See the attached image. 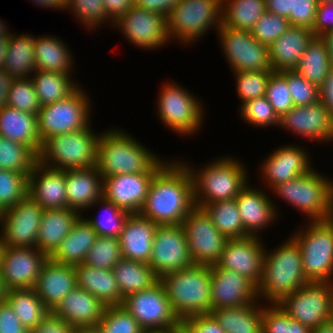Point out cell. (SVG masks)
<instances>
[{"label": "cell", "mask_w": 333, "mask_h": 333, "mask_svg": "<svg viewBox=\"0 0 333 333\" xmlns=\"http://www.w3.org/2000/svg\"><path fill=\"white\" fill-rule=\"evenodd\" d=\"M170 162L154 175L139 212L158 225L182 224L195 207L191 172L183 161Z\"/></svg>", "instance_id": "1"}, {"label": "cell", "mask_w": 333, "mask_h": 333, "mask_svg": "<svg viewBox=\"0 0 333 333\" xmlns=\"http://www.w3.org/2000/svg\"><path fill=\"white\" fill-rule=\"evenodd\" d=\"M102 133L96 168L103 179L121 174L157 173L167 163L122 129L111 128Z\"/></svg>", "instance_id": "2"}, {"label": "cell", "mask_w": 333, "mask_h": 333, "mask_svg": "<svg viewBox=\"0 0 333 333\" xmlns=\"http://www.w3.org/2000/svg\"><path fill=\"white\" fill-rule=\"evenodd\" d=\"M271 251L265 250L262 275L256 287L257 298L278 304L309 281L303 273L301 249L292 236Z\"/></svg>", "instance_id": "3"}, {"label": "cell", "mask_w": 333, "mask_h": 333, "mask_svg": "<svg viewBox=\"0 0 333 333\" xmlns=\"http://www.w3.org/2000/svg\"><path fill=\"white\" fill-rule=\"evenodd\" d=\"M159 281L180 321L212 311L210 266L193 263L163 275Z\"/></svg>", "instance_id": "4"}, {"label": "cell", "mask_w": 333, "mask_h": 333, "mask_svg": "<svg viewBox=\"0 0 333 333\" xmlns=\"http://www.w3.org/2000/svg\"><path fill=\"white\" fill-rule=\"evenodd\" d=\"M191 172L193 180L194 203L202 208L212 202L235 199L247 183L244 164L230 157L218 158L201 168L198 172L184 163Z\"/></svg>", "instance_id": "5"}, {"label": "cell", "mask_w": 333, "mask_h": 333, "mask_svg": "<svg viewBox=\"0 0 333 333\" xmlns=\"http://www.w3.org/2000/svg\"><path fill=\"white\" fill-rule=\"evenodd\" d=\"M90 127L47 139L42 144L38 162L57 170L88 169L96 166L101 134L95 135Z\"/></svg>", "instance_id": "6"}, {"label": "cell", "mask_w": 333, "mask_h": 333, "mask_svg": "<svg viewBox=\"0 0 333 333\" xmlns=\"http://www.w3.org/2000/svg\"><path fill=\"white\" fill-rule=\"evenodd\" d=\"M325 177V178H324ZM314 169L272 189L311 221L333 218V182ZM274 190V191H273Z\"/></svg>", "instance_id": "7"}, {"label": "cell", "mask_w": 333, "mask_h": 333, "mask_svg": "<svg viewBox=\"0 0 333 333\" xmlns=\"http://www.w3.org/2000/svg\"><path fill=\"white\" fill-rule=\"evenodd\" d=\"M308 223L291 235L301 249L303 273L309 282L333 283V218Z\"/></svg>", "instance_id": "8"}, {"label": "cell", "mask_w": 333, "mask_h": 333, "mask_svg": "<svg viewBox=\"0 0 333 333\" xmlns=\"http://www.w3.org/2000/svg\"><path fill=\"white\" fill-rule=\"evenodd\" d=\"M221 24L222 0H179L167 17V32L169 39L189 45Z\"/></svg>", "instance_id": "9"}, {"label": "cell", "mask_w": 333, "mask_h": 333, "mask_svg": "<svg viewBox=\"0 0 333 333\" xmlns=\"http://www.w3.org/2000/svg\"><path fill=\"white\" fill-rule=\"evenodd\" d=\"M91 103L86 91L79 87L68 98L41 106L37 118L42 144L52 136L89 127Z\"/></svg>", "instance_id": "10"}, {"label": "cell", "mask_w": 333, "mask_h": 333, "mask_svg": "<svg viewBox=\"0 0 333 333\" xmlns=\"http://www.w3.org/2000/svg\"><path fill=\"white\" fill-rule=\"evenodd\" d=\"M278 304L291 319L315 329L333 319V283L309 282Z\"/></svg>", "instance_id": "11"}, {"label": "cell", "mask_w": 333, "mask_h": 333, "mask_svg": "<svg viewBox=\"0 0 333 333\" xmlns=\"http://www.w3.org/2000/svg\"><path fill=\"white\" fill-rule=\"evenodd\" d=\"M160 92L157 114L164 125L180 135L199 131L204 118L199 99L175 82L164 84Z\"/></svg>", "instance_id": "12"}, {"label": "cell", "mask_w": 333, "mask_h": 333, "mask_svg": "<svg viewBox=\"0 0 333 333\" xmlns=\"http://www.w3.org/2000/svg\"><path fill=\"white\" fill-rule=\"evenodd\" d=\"M122 306L138 321L144 331L181 328V321L172 310L160 281L149 289L127 295Z\"/></svg>", "instance_id": "13"}, {"label": "cell", "mask_w": 333, "mask_h": 333, "mask_svg": "<svg viewBox=\"0 0 333 333\" xmlns=\"http://www.w3.org/2000/svg\"><path fill=\"white\" fill-rule=\"evenodd\" d=\"M217 34L232 72L273 71L269 48L258 42L250 31L229 28L221 24Z\"/></svg>", "instance_id": "14"}, {"label": "cell", "mask_w": 333, "mask_h": 333, "mask_svg": "<svg viewBox=\"0 0 333 333\" xmlns=\"http://www.w3.org/2000/svg\"><path fill=\"white\" fill-rule=\"evenodd\" d=\"M181 225L186 234L192 262L208 266L215 265L227 239L214 226L205 211L195 206Z\"/></svg>", "instance_id": "15"}, {"label": "cell", "mask_w": 333, "mask_h": 333, "mask_svg": "<svg viewBox=\"0 0 333 333\" xmlns=\"http://www.w3.org/2000/svg\"><path fill=\"white\" fill-rule=\"evenodd\" d=\"M44 209L29 195L2 212L0 241L8 247H36Z\"/></svg>", "instance_id": "16"}, {"label": "cell", "mask_w": 333, "mask_h": 333, "mask_svg": "<svg viewBox=\"0 0 333 333\" xmlns=\"http://www.w3.org/2000/svg\"><path fill=\"white\" fill-rule=\"evenodd\" d=\"M192 264L183 226L159 225L153 239L149 262L156 276L161 278Z\"/></svg>", "instance_id": "17"}, {"label": "cell", "mask_w": 333, "mask_h": 333, "mask_svg": "<svg viewBox=\"0 0 333 333\" xmlns=\"http://www.w3.org/2000/svg\"><path fill=\"white\" fill-rule=\"evenodd\" d=\"M47 259L36 247L3 246L0 277L4 290L33 288Z\"/></svg>", "instance_id": "18"}, {"label": "cell", "mask_w": 333, "mask_h": 333, "mask_svg": "<svg viewBox=\"0 0 333 333\" xmlns=\"http://www.w3.org/2000/svg\"><path fill=\"white\" fill-rule=\"evenodd\" d=\"M121 28L131 44L143 49H155L170 42L167 32V18L156 12L133 6L122 16L114 28Z\"/></svg>", "instance_id": "19"}, {"label": "cell", "mask_w": 333, "mask_h": 333, "mask_svg": "<svg viewBox=\"0 0 333 333\" xmlns=\"http://www.w3.org/2000/svg\"><path fill=\"white\" fill-rule=\"evenodd\" d=\"M264 245L261 238L255 236L227 239L216 265L245 276L257 287L263 270Z\"/></svg>", "instance_id": "20"}, {"label": "cell", "mask_w": 333, "mask_h": 333, "mask_svg": "<svg viewBox=\"0 0 333 333\" xmlns=\"http://www.w3.org/2000/svg\"><path fill=\"white\" fill-rule=\"evenodd\" d=\"M212 310L240 307L257 301L256 286L235 271L210 266Z\"/></svg>", "instance_id": "21"}, {"label": "cell", "mask_w": 333, "mask_h": 333, "mask_svg": "<svg viewBox=\"0 0 333 333\" xmlns=\"http://www.w3.org/2000/svg\"><path fill=\"white\" fill-rule=\"evenodd\" d=\"M156 173L121 174L103 179V197L129 214L139 213Z\"/></svg>", "instance_id": "22"}, {"label": "cell", "mask_w": 333, "mask_h": 333, "mask_svg": "<svg viewBox=\"0 0 333 333\" xmlns=\"http://www.w3.org/2000/svg\"><path fill=\"white\" fill-rule=\"evenodd\" d=\"M279 127L313 141H333V119L320 100L307 106H294L280 118Z\"/></svg>", "instance_id": "23"}, {"label": "cell", "mask_w": 333, "mask_h": 333, "mask_svg": "<svg viewBox=\"0 0 333 333\" xmlns=\"http://www.w3.org/2000/svg\"><path fill=\"white\" fill-rule=\"evenodd\" d=\"M275 150L264 160L261 168L262 180L271 190L280 183L291 181L313 170L309 154L299 144L284 145Z\"/></svg>", "instance_id": "24"}, {"label": "cell", "mask_w": 333, "mask_h": 333, "mask_svg": "<svg viewBox=\"0 0 333 333\" xmlns=\"http://www.w3.org/2000/svg\"><path fill=\"white\" fill-rule=\"evenodd\" d=\"M75 287H77L75 266L58 263L48 257L33 289L44 306L52 311Z\"/></svg>", "instance_id": "25"}, {"label": "cell", "mask_w": 333, "mask_h": 333, "mask_svg": "<svg viewBox=\"0 0 333 333\" xmlns=\"http://www.w3.org/2000/svg\"><path fill=\"white\" fill-rule=\"evenodd\" d=\"M28 195L44 210L67 208L65 170L37 162L28 176Z\"/></svg>", "instance_id": "26"}, {"label": "cell", "mask_w": 333, "mask_h": 333, "mask_svg": "<svg viewBox=\"0 0 333 333\" xmlns=\"http://www.w3.org/2000/svg\"><path fill=\"white\" fill-rule=\"evenodd\" d=\"M158 226L140 213L129 214L118 236L123 259L149 264Z\"/></svg>", "instance_id": "27"}, {"label": "cell", "mask_w": 333, "mask_h": 333, "mask_svg": "<svg viewBox=\"0 0 333 333\" xmlns=\"http://www.w3.org/2000/svg\"><path fill=\"white\" fill-rule=\"evenodd\" d=\"M249 186L247 184L235 200L245 233L248 236L260 237L258 234L260 230L267 229V225H270L272 221L274 223L275 219L278 218V208L272 202L273 200H270L269 195H266L265 191Z\"/></svg>", "instance_id": "28"}, {"label": "cell", "mask_w": 333, "mask_h": 333, "mask_svg": "<svg viewBox=\"0 0 333 333\" xmlns=\"http://www.w3.org/2000/svg\"><path fill=\"white\" fill-rule=\"evenodd\" d=\"M65 182L67 208L80 212L99 206L98 201L103 197V178L96 166L65 170Z\"/></svg>", "instance_id": "29"}, {"label": "cell", "mask_w": 333, "mask_h": 333, "mask_svg": "<svg viewBox=\"0 0 333 333\" xmlns=\"http://www.w3.org/2000/svg\"><path fill=\"white\" fill-rule=\"evenodd\" d=\"M106 306L94 295L75 287L55 306L52 312L74 328L96 326Z\"/></svg>", "instance_id": "30"}, {"label": "cell", "mask_w": 333, "mask_h": 333, "mask_svg": "<svg viewBox=\"0 0 333 333\" xmlns=\"http://www.w3.org/2000/svg\"><path fill=\"white\" fill-rule=\"evenodd\" d=\"M313 37V31L309 28L290 26L269 47L272 70L274 72L294 70Z\"/></svg>", "instance_id": "31"}, {"label": "cell", "mask_w": 333, "mask_h": 333, "mask_svg": "<svg viewBox=\"0 0 333 333\" xmlns=\"http://www.w3.org/2000/svg\"><path fill=\"white\" fill-rule=\"evenodd\" d=\"M70 208L45 209L37 236V249L50 257L82 216Z\"/></svg>", "instance_id": "32"}, {"label": "cell", "mask_w": 333, "mask_h": 333, "mask_svg": "<svg viewBox=\"0 0 333 333\" xmlns=\"http://www.w3.org/2000/svg\"><path fill=\"white\" fill-rule=\"evenodd\" d=\"M0 135L31 148L39 155L42 142L37 115L10 106L0 109Z\"/></svg>", "instance_id": "33"}, {"label": "cell", "mask_w": 333, "mask_h": 333, "mask_svg": "<svg viewBox=\"0 0 333 333\" xmlns=\"http://www.w3.org/2000/svg\"><path fill=\"white\" fill-rule=\"evenodd\" d=\"M77 287L94 295L106 307L122 305L117 281L112 270L94 268L86 264L75 266Z\"/></svg>", "instance_id": "34"}, {"label": "cell", "mask_w": 333, "mask_h": 333, "mask_svg": "<svg viewBox=\"0 0 333 333\" xmlns=\"http://www.w3.org/2000/svg\"><path fill=\"white\" fill-rule=\"evenodd\" d=\"M96 238L92 225L81 216L50 258L65 265L83 264Z\"/></svg>", "instance_id": "35"}, {"label": "cell", "mask_w": 333, "mask_h": 333, "mask_svg": "<svg viewBox=\"0 0 333 333\" xmlns=\"http://www.w3.org/2000/svg\"><path fill=\"white\" fill-rule=\"evenodd\" d=\"M262 310V304L254 301L240 307L212 310L210 314L225 330V333H262Z\"/></svg>", "instance_id": "36"}, {"label": "cell", "mask_w": 333, "mask_h": 333, "mask_svg": "<svg viewBox=\"0 0 333 333\" xmlns=\"http://www.w3.org/2000/svg\"><path fill=\"white\" fill-rule=\"evenodd\" d=\"M35 37L26 33L9 36L7 56L3 69L13 79L30 78L31 73L36 71L35 65ZM31 74V75H30Z\"/></svg>", "instance_id": "37"}, {"label": "cell", "mask_w": 333, "mask_h": 333, "mask_svg": "<svg viewBox=\"0 0 333 333\" xmlns=\"http://www.w3.org/2000/svg\"><path fill=\"white\" fill-rule=\"evenodd\" d=\"M64 41L57 37H35V65L36 70L71 74L73 56Z\"/></svg>", "instance_id": "38"}, {"label": "cell", "mask_w": 333, "mask_h": 333, "mask_svg": "<svg viewBox=\"0 0 333 333\" xmlns=\"http://www.w3.org/2000/svg\"><path fill=\"white\" fill-rule=\"evenodd\" d=\"M112 271L123 298L131 293L149 289L159 281L152 268L145 262L122 258L114 265Z\"/></svg>", "instance_id": "39"}, {"label": "cell", "mask_w": 333, "mask_h": 333, "mask_svg": "<svg viewBox=\"0 0 333 333\" xmlns=\"http://www.w3.org/2000/svg\"><path fill=\"white\" fill-rule=\"evenodd\" d=\"M72 75L36 70L31 76L41 106L64 100L81 85L71 80Z\"/></svg>", "instance_id": "40"}, {"label": "cell", "mask_w": 333, "mask_h": 333, "mask_svg": "<svg viewBox=\"0 0 333 333\" xmlns=\"http://www.w3.org/2000/svg\"><path fill=\"white\" fill-rule=\"evenodd\" d=\"M4 299L12 307L21 324L29 331L37 327L49 312L33 288L7 290Z\"/></svg>", "instance_id": "41"}, {"label": "cell", "mask_w": 333, "mask_h": 333, "mask_svg": "<svg viewBox=\"0 0 333 333\" xmlns=\"http://www.w3.org/2000/svg\"><path fill=\"white\" fill-rule=\"evenodd\" d=\"M332 68L325 41L314 36L294 70L319 88Z\"/></svg>", "instance_id": "42"}, {"label": "cell", "mask_w": 333, "mask_h": 333, "mask_svg": "<svg viewBox=\"0 0 333 333\" xmlns=\"http://www.w3.org/2000/svg\"><path fill=\"white\" fill-rule=\"evenodd\" d=\"M265 12V0H222V25L251 31Z\"/></svg>", "instance_id": "43"}, {"label": "cell", "mask_w": 333, "mask_h": 333, "mask_svg": "<svg viewBox=\"0 0 333 333\" xmlns=\"http://www.w3.org/2000/svg\"><path fill=\"white\" fill-rule=\"evenodd\" d=\"M202 209L226 239L248 237L235 199L205 204Z\"/></svg>", "instance_id": "44"}, {"label": "cell", "mask_w": 333, "mask_h": 333, "mask_svg": "<svg viewBox=\"0 0 333 333\" xmlns=\"http://www.w3.org/2000/svg\"><path fill=\"white\" fill-rule=\"evenodd\" d=\"M37 162L38 155L31 148L0 135V169L29 176Z\"/></svg>", "instance_id": "45"}, {"label": "cell", "mask_w": 333, "mask_h": 333, "mask_svg": "<svg viewBox=\"0 0 333 333\" xmlns=\"http://www.w3.org/2000/svg\"><path fill=\"white\" fill-rule=\"evenodd\" d=\"M122 252L118 237L97 236L84 260V264L103 270H113L121 260Z\"/></svg>", "instance_id": "46"}, {"label": "cell", "mask_w": 333, "mask_h": 333, "mask_svg": "<svg viewBox=\"0 0 333 333\" xmlns=\"http://www.w3.org/2000/svg\"><path fill=\"white\" fill-rule=\"evenodd\" d=\"M98 202L102 206L101 210H103V213L106 215L103 216V214H99L100 216L85 219L92 225L97 236L118 237L129 213L120 209L112 202L107 201L104 197Z\"/></svg>", "instance_id": "47"}, {"label": "cell", "mask_w": 333, "mask_h": 333, "mask_svg": "<svg viewBox=\"0 0 333 333\" xmlns=\"http://www.w3.org/2000/svg\"><path fill=\"white\" fill-rule=\"evenodd\" d=\"M312 330L291 319L279 304L263 306L262 333H311Z\"/></svg>", "instance_id": "48"}, {"label": "cell", "mask_w": 333, "mask_h": 333, "mask_svg": "<svg viewBox=\"0 0 333 333\" xmlns=\"http://www.w3.org/2000/svg\"><path fill=\"white\" fill-rule=\"evenodd\" d=\"M28 195V176L12 170L0 169V209L10 208Z\"/></svg>", "instance_id": "49"}, {"label": "cell", "mask_w": 333, "mask_h": 333, "mask_svg": "<svg viewBox=\"0 0 333 333\" xmlns=\"http://www.w3.org/2000/svg\"><path fill=\"white\" fill-rule=\"evenodd\" d=\"M101 333H143L138 321L122 306H108L97 324Z\"/></svg>", "instance_id": "50"}, {"label": "cell", "mask_w": 333, "mask_h": 333, "mask_svg": "<svg viewBox=\"0 0 333 333\" xmlns=\"http://www.w3.org/2000/svg\"><path fill=\"white\" fill-rule=\"evenodd\" d=\"M274 71L233 72L236 78L237 96L242 104L266 95L267 84Z\"/></svg>", "instance_id": "51"}, {"label": "cell", "mask_w": 333, "mask_h": 333, "mask_svg": "<svg viewBox=\"0 0 333 333\" xmlns=\"http://www.w3.org/2000/svg\"><path fill=\"white\" fill-rule=\"evenodd\" d=\"M7 106L35 115L39 113L41 105L31 78L12 80Z\"/></svg>", "instance_id": "52"}, {"label": "cell", "mask_w": 333, "mask_h": 333, "mask_svg": "<svg viewBox=\"0 0 333 333\" xmlns=\"http://www.w3.org/2000/svg\"><path fill=\"white\" fill-rule=\"evenodd\" d=\"M240 105V115L245 122L257 127L280 125V118L275 113L266 96L249 100Z\"/></svg>", "instance_id": "53"}, {"label": "cell", "mask_w": 333, "mask_h": 333, "mask_svg": "<svg viewBox=\"0 0 333 333\" xmlns=\"http://www.w3.org/2000/svg\"><path fill=\"white\" fill-rule=\"evenodd\" d=\"M289 27L288 18L265 12L250 32L269 48Z\"/></svg>", "instance_id": "54"}, {"label": "cell", "mask_w": 333, "mask_h": 333, "mask_svg": "<svg viewBox=\"0 0 333 333\" xmlns=\"http://www.w3.org/2000/svg\"><path fill=\"white\" fill-rule=\"evenodd\" d=\"M287 81L294 106H307L319 100V88L295 70L279 72Z\"/></svg>", "instance_id": "55"}, {"label": "cell", "mask_w": 333, "mask_h": 333, "mask_svg": "<svg viewBox=\"0 0 333 333\" xmlns=\"http://www.w3.org/2000/svg\"><path fill=\"white\" fill-rule=\"evenodd\" d=\"M66 9L71 10L75 18L90 30L109 21L105 16L103 0H67Z\"/></svg>", "instance_id": "56"}, {"label": "cell", "mask_w": 333, "mask_h": 333, "mask_svg": "<svg viewBox=\"0 0 333 333\" xmlns=\"http://www.w3.org/2000/svg\"><path fill=\"white\" fill-rule=\"evenodd\" d=\"M265 96L279 118L294 107L287 81L279 72L271 74Z\"/></svg>", "instance_id": "57"}, {"label": "cell", "mask_w": 333, "mask_h": 333, "mask_svg": "<svg viewBox=\"0 0 333 333\" xmlns=\"http://www.w3.org/2000/svg\"><path fill=\"white\" fill-rule=\"evenodd\" d=\"M317 5V0H291L288 18L290 26L306 27L312 30Z\"/></svg>", "instance_id": "58"}, {"label": "cell", "mask_w": 333, "mask_h": 333, "mask_svg": "<svg viewBox=\"0 0 333 333\" xmlns=\"http://www.w3.org/2000/svg\"><path fill=\"white\" fill-rule=\"evenodd\" d=\"M183 333H225L211 314L194 315L181 321Z\"/></svg>", "instance_id": "59"}, {"label": "cell", "mask_w": 333, "mask_h": 333, "mask_svg": "<svg viewBox=\"0 0 333 333\" xmlns=\"http://www.w3.org/2000/svg\"><path fill=\"white\" fill-rule=\"evenodd\" d=\"M333 30V2H320L317 5L316 16L313 25V34L321 37Z\"/></svg>", "instance_id": "60"}, {"label": "cell", "mask_w": 333, "mask_h": 333, "mask_svg": "<svg viewBox=\"0 0 333 333\" xmlns=\"http://www.w3.org/2000/svg\"><path fill=\"white\" fill-rule=\"evenodd\" d=\"M74 329L60 316H56L52 311H49L37 327L30 330L29 333H74Z\"/></svg>", "instance_id": "61"}, {"label": "cell", "mask_w": 333, "mask_h": 333, "mask_svg": "<svg viewBox=\"0 0 333 333\" xmlns=\"http://www.w3.org/2000/svg\"><path fill=\"white\" fill-rule=\"evenodd\" d=\"M0 333H29L5 299L0 301Z\"/></svg>", "instance_id": "62"}, {"label": "cell", "mask_w": 333, "mask_h": 333, "mask_svg": "<svg viewBox=\"0 0 333 333\" xmlns=\"http://www.w3.org/2000/svg\"><path fill=\"white\" fill-rule=\"evenodd\" d=\"M103 2L105 16L112 22V25L134 6V0H103Z\"/></svg>", "instance_id": "63"}, {"label": "cell", "mask_w": 333, "mask_h": 333, "mask_svg": "<svg viewBox=\"0 0 333 333\" xmlns=\"http://www.w3.org/2000/svg\"><path fill=\"white\" fill-rule=\"evenodd\" d=\"M179 0H134V6L144 8L168 17L170 11Z\"/></svg>", "instance_id": "64"}, {"label": "cell", "mask_w": 333, "mask_h": 333, "mask_svg": "<svg viewBox=\"0 0 333 333\" xmlns=\"http://www.w3.org/2000/svg\"><path fill=\"white\" fill-rule=\"evenodd\" d=\"M319 100L333 119V68L319 86Z\"/></svg>", "instance_id": "65"}, {"label": "cell", "mask_w": 333, "mask_h": 333, "mask_svg": "<svg viewBox=\"0 0 333 333\" xmlns=\"http://www.w3.org/2000/svg\"><path fill=\"white\" fill-rule=\"evenodd\" d=\"M290 1L291 0H265L266 12L289 18Z\"/></svg>", "instance_id": "66"}, {"label": "cell", "mask_w": 333, "mask_h": 333, "mask_svg": "<svg viewBox=\"0 0 333 333\" xmlns=\"http://www.w3.org/2000/svg\"><path fill=\"white\" fill-rule=\"evenodd\" d=\"M13 78L3 68L0 69V109L7 106V98Z\"/></svg>", "instance_id": "67"}, {"label": "cell", "mask_w": 333, "mask_h": 333, "mask_svg": "<svg viewBox=\"0 0 333 333\" xmlns=\"http://www.w3.org/2000/svg\"><path fill=\"white\" fill-rule=\"evenodd\" d=\"M36 5L44 6L46 8H55V10L66 9L67 0H33Z\"/></svg>", "instance_id": "68"}, {"label": "cell", "mask_w": 333, "mask_h": 333, "mask_svg": "<svg viewBox=\"0 0 333 333\" xmlns=\"http://www.w3.org/2000/svg\"><path fill=\"white\" fill-rule=\"evenodd\" d=\"M321 37L326 43L328 54L330 56V61H331L332 66H333V30L327 32L326 34H324Z\"/></svg>", "instance_id": "69"}, {"label": "cell", "mask_w": 333, "mask_h": 333, "mask_svg": "<svg viewBox=\"0 0 333 333\" xmlns=\"http://www.w3.org/2000/svg\"><path fill=\"white\" fill-rule=\"evenodd\" d=\"M9 37L0 38V69L3 68L7 56Z\"/></svg>", "instance_id": "70"}, {"label": "cell", "mask_w": 333, "mask_h": 333, "mask_svg": "<svg viewBox=\"0 0 333 333\" xmlns=\"http://www.w3.org/2000/svg\"><path fill=\"white\" fill-rule=\"evenodd\" d=\"M311 333H333V319L312 329Z\"/></svg>", "instance_id": "71"}, {"label": "cell", "mask_w": 333, "mask_h": 333, "mask_svg": "<svg viewBox=\"0 0 333 333\" xmlns=\"http://www.w3.org/2000/svg\"><path fill=\"white\" fill-rule=\"evenodd\" d=\"M74 333H101L98 326H88V327H77L74 329Z\"/></svg>", "instance_id": "72"}, {"label": "cell", "mask_w": 333, "mask_h": 333, "mask_svg": "<svg viewBox=\"0 0 333 333\" xmlns=\"http://www.w3.org/2000/svg\"><path fill=\"white\" fill-rule=\"evenodd\" d=\"M143 333H183L182 328H171L167 330L143 331Z\"/></svg>", "instance_id": "73"}, {"label": "cell", "mask_w": 333, "mask_h": 333, "mask_svg": "<svg viewBox=\"0 0 333 333\" xmlns=\"http://www.w3.org/2000/svg\"><path fill=\"white\" fill-rule=\"evenodd\" d=\"M11 35L9 29L7 30V25L0 20V38L9 37Z\"/></svg>", "instance_id": "74"}, {"label": "cell", "mask_w": 333, "mask_h": 333, "mask_svg": "<svg viewBox=\"0 0 333 333\" xmlns=\"http://www.w3.org/2000/svg\"><path fill=\"white\" fill-rule=\"evenodd\" d=\"M5 297V290L2 285L1 277H0V301L4 300Z\"/></svg>", "instance_id": "75"}, {"label": "cell", "mask_w": 333, "mask_h": 333, "mask_svg": "<svg viewBox=\"0 0 333 333\" xmlns=\"http://www.w3.org/2000/svg\"><path fill=\"white\" fill-rule=\"evenodd\" d=\"M318 1V3H320V2H333V0H317Z\"/></svg>", "instance_id": "76"}, {"label": "cell", "mask_w": 333, "mask_h": 333, "mask_svg": "<svg viewBox=\"0 0 333 333\" xmlns=\"http://www.w3.org/2000/svg\"><path fill=\"white\" fill-rule=\"evenodd\" d=\"M2 247H3V245L1 244V241H0V258H1Z\"/></svg>", "instance_id": "77"}, {"label": "cell", "mask_w": 333, "mask_h": 333, "mask_svg": "<svg viewBox=\"0 0 333 333\" xmlns=\"http://www.w3.org/2000/svg\"><path fill=\"white\" fill-rule=\"evenodd\" d=\"M2 210L0 209V223H1V219H2Z\"/></svg>", "instance_id": "78"}]
</instances>
